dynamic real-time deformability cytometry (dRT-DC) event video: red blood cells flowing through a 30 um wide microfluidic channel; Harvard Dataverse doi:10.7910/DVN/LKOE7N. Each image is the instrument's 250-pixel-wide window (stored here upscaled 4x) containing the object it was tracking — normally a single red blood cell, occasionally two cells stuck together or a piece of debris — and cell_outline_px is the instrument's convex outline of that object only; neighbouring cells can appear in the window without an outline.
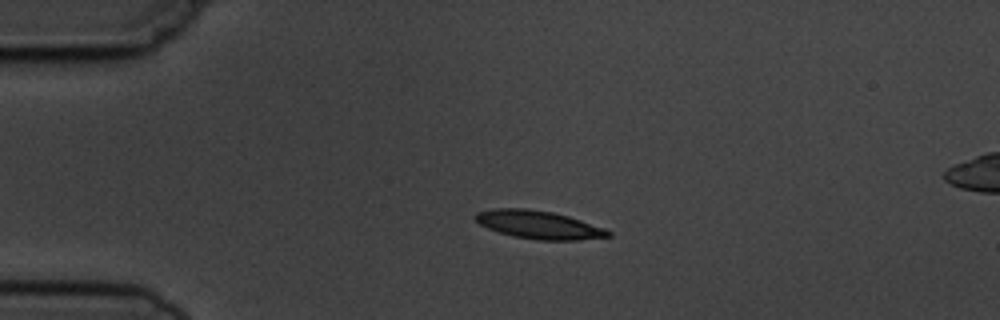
{"species": "common noctule bat (a hibernating species)", "species_latin": "Nyctalus noctula", "temperature_condition": "cold", "stored_images_in_passage": 3, "segment_of_instrument_passage": [1, 2], "camera_frame_rate_fps": 3000, "um_per_image_px": 0.085, "animal": {"sex": "male", "body_mass_g": 19.5, "forearm_length_mm": 54.6}, "frame": {"image": 1, "passage_image": 1, "time_ms": 0.0, "image_size_px": [1000, 320], "cell_outline_px": [[612, 236], [580, 240], [540, 240], [512, 236], [488, 228], [480, 224], [472, 216], [476, 212], [492, 208], [524, 208], [552, 212], [568, 216], [604, 228], [612, 232]], "centroid_in_image_um": [45.77, 19.1], "position_along_channel_um": 39.2, "area_um2": 21.73}}